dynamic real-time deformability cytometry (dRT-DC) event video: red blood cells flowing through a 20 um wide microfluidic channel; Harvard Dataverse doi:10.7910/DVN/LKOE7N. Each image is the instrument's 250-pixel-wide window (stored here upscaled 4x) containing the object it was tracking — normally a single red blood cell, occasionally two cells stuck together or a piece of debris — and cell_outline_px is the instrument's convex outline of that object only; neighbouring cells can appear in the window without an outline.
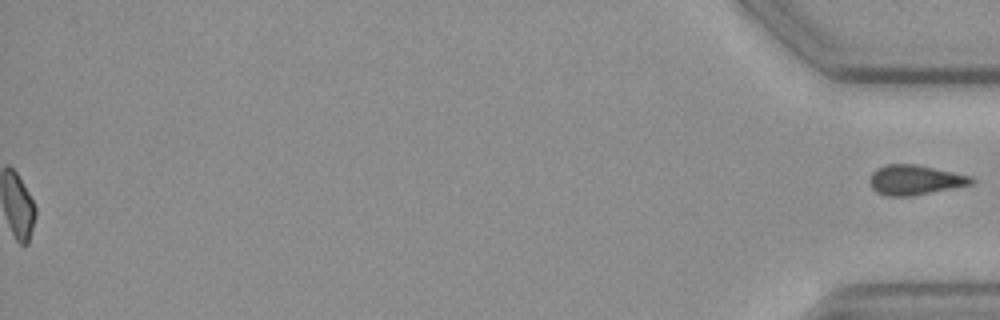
{"species": "common noctule bat (a hibernating species)", "species_latin": "Nyctalus noctula", "temperature_condition": "cold", "stored_images_in_passage": 57, "segment_of_instrument_passage": [2, 2], "camera_frame_rate_fps": 3000, "um_per_image_px": 0.085, "animal": {"sex": "female", "body_mass_g": 19.3, "forearm_length_mm": 54.1}, "frame": {"image": 1, "passage_image": 57, "time_ms": 18.667, "image_size_px": [1000, 320], "cell_outline_px": [[976, 180], [972, 184], [912, 196], [888, 196], [876, 192], [872, 188], [868, 180], [872, 172], [876, 168], [884, 164], [916, 164], [972, 176]], "centroid_in_image_um": [77.74, 15.29], "position_along_channel_um": 357.5, "area_um2": 17.8}}